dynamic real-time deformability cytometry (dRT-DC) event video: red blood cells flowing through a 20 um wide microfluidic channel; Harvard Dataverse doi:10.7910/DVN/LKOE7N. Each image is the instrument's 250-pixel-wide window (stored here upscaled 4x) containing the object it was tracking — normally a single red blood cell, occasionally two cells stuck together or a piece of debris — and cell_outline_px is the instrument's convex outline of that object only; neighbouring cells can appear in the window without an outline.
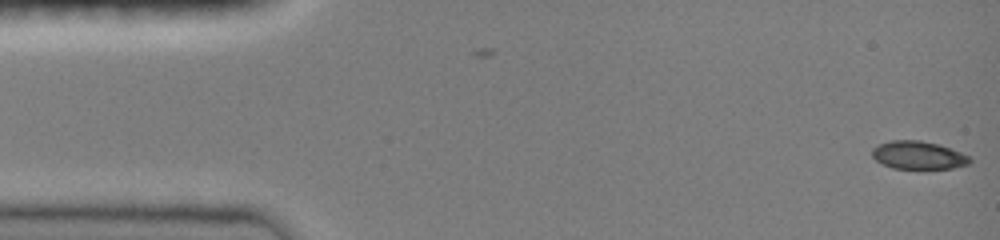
{"species": "common noctule bat (a hibernating species)", "species_latin": "Nyctalus noctula", "temperature_condition": "room temperature", "stored_images_in_passage": 47, "camera_frame_rate_fps": 3000, "um_per_image_px": 0.085, "animal": {"sex": "female", "body_mass_g": 19.0, "forearm_length_mm": 51.5}, "frame": {"image": 1, "passage_image": 1, "time_ms": 0.0, "image_size_px": [1000, 240], "cell_outline_px": [[972, 160], [968, 164], [952, 168], [892, 168], [876, 160], [872, 156], [872, 148], [876, 144], [892, 140], [920, 140], [936, 144], [960, 152], [968, 156]], "centroid_in_image_um": [78.01, 13.18], "position_along_channel_um": 7.0, "area_um2": 15.72}}
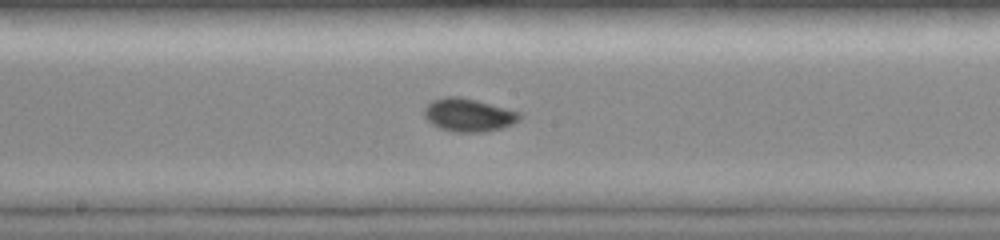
{"frame": {"image": 2, "passage_image": 25, "time_ms": 8.0, "image_size_px": [1000, 240], "cell_outline_px": [[520, 120], [504, 128], [484, 132], [456, 132], [440, 128], [432, 124], [424, 116], [424, 108], [432, 100], [444, 96], [460, 96], [476, 100], [520, 112]], "centroid_in_image_um": [39.82, 9.77], "position_along_channel_um": 208.4, "area_um2": 18.44}}
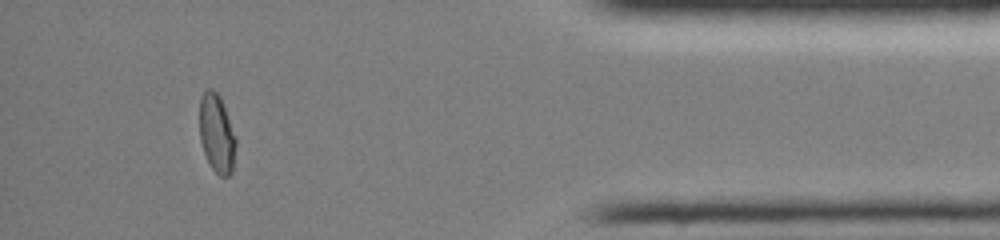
{"frame": {"image": 3, "passage_image": 43, "time_ms": 14.0, "image_size_px": [1000, 240], "cell_outline_px": [[236, 144], [232, 172], [228, 176], [220, 176], [212, 168], [204, 152], [200, 140], [200, 96], [208, 88], [212, 88], [220, 96], [236, 140]], "centroid_in_image_um": [18.41, 11.34], "position_along_channel_um": 416.8, "area_um2": 16.36}, "authors_computed_cell_mechanics": {"area_um2": 16.9354, "velocity_mm_per_s": 4.0542, "shape_relaxation_time_tau1_ms": 7.7781, "shape_relaxation_time_tau2_ms": null, "deformation_change_tau1": 0.187, "deformation_change_tau2": null}}